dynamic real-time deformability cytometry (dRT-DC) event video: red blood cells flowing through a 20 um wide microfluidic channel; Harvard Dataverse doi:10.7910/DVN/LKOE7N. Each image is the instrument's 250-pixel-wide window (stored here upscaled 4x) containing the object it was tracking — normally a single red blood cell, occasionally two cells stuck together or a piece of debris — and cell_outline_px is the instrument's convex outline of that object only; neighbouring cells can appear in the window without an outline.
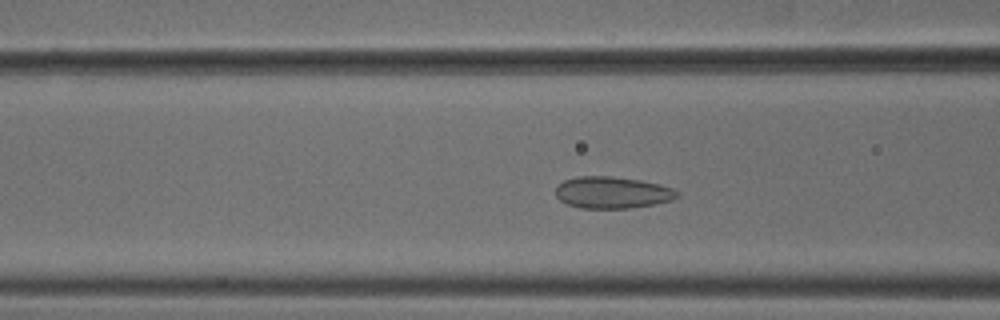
{"species": "common noctule bat (a hibernating species)", "species_latin": "Nyctalus noctula", "temperature_condition": "cold", "stored_images_in_passage": 51, "camera_frame_rate_fps": 3000, "um_per_image_px": 0.085, "animal": {"sex": "male", "body_mass_g": 18.8}, "frame": {"image": 1, "passage_image": 18, "time_ms": 5.667, "image_size_px": [1000, 320], "cell_outline_px": [[680, 196], [672, 200], [652, 204], [628, 208], [580, 208], [568, 204], [560, 200], [556, 196], [556, 184], [564, 180], [576, 176], [608, 176], [640, 180], [660, 184], [672, 188], [680, 192]], "centroid_in_image_um": [52.03, 16.35], "position_along_channel_um": 114.6, "area_um2": 22.54}}
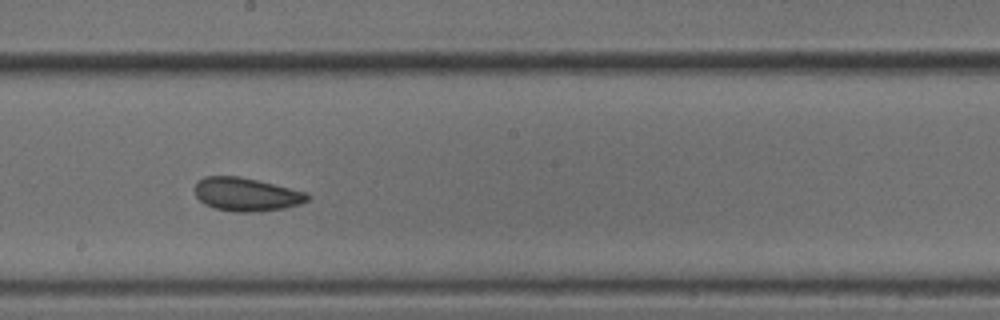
{"frame": {"image": 2, "passage_image": 27, "time_ms": 8.667, "image_size_px": [1000, 320], "cell_outline_px": [[312, 196], [308, 200], [300, 204], [284, 208], [248, 212], [236, 212], [216, 208], [204, 204], [196, 196], [196, 184], [204, 176], [240, 176], [308, 192]], "centroid_in_image_um": [20.98, 16.51], "position_along_channel_um": 227.2, "area_um2": 21.79}}
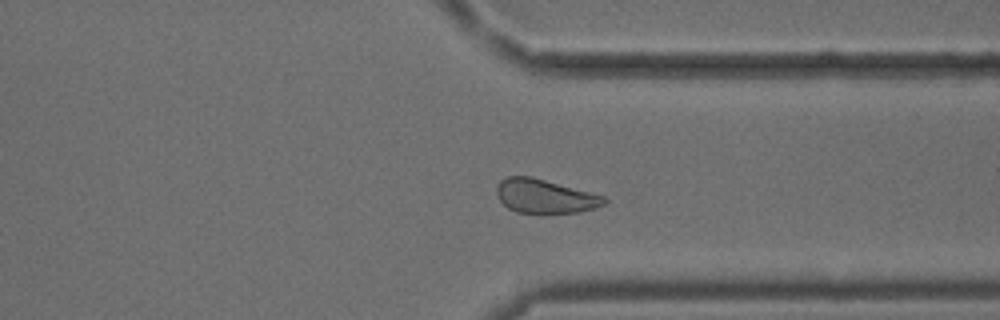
{"frame": {"image": 3, "passage_image": 38, "time_ms": 12.333, "image_size_px": [1000, 320], "cell_outline_px": [[608, 200], [604, 204], [596, 208], [580, 212], [516, 212], [508, 208], [500, 200], [496, 192], [496, 188], [500, 180], [508, 176], [532, 176], [604, 196]], "centroid_in_image_um": [46.31, 16.66], "position_along_channel_um": 365.1, "area_um2": 21.04}, "authors_computed_cell_mechanics": {"area_um2": 22.4264, "velocity_mm_per_s": 3.7482, "shape_relaxation_time_tau1_ms": null, "shape_relaxation_time_tau2_ms": 0.9745, "deformation_change_tau1": null, "deformation_change_tau2": 0.0629}}